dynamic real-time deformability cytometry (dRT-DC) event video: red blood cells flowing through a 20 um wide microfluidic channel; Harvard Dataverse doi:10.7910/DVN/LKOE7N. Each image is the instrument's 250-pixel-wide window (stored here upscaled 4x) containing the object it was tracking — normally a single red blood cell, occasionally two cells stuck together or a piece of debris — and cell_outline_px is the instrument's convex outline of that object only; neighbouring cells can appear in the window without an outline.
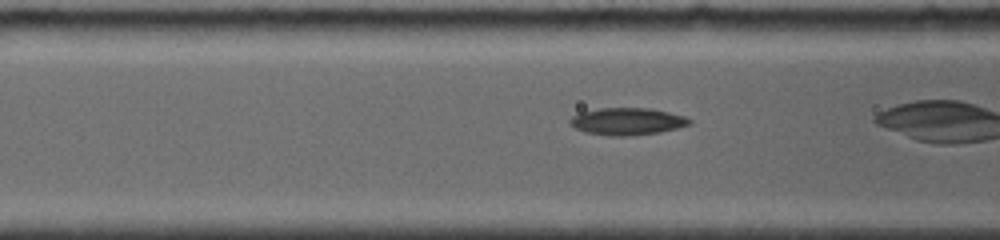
{"species": "common noctule bat (a hibernating species)", "species_latin": "Nyctalus noctula", "temperature_condition": "room temperature", "stored_images_in_passage": 8, "camera_frame_rate_fps": 4000, "um_per_image_px": 0.085, "animal": {"sex": "female", "body_mass_g": 19.0, "forearm_length_mm": 56.7}, "frame": {"image": 1, "passage_image": 6, "time_ms": 1.25, "image_size_px": [1000, 240], "cell_outline_px": [[692, 124], [660, 132], [624, 136], [608, 136], [584, 132], [568, 124], [568, 120], [572, 116], [580, 112], [600, 108], [652, 108], [684, 116], [692, 120]], "centroid_in_image_um": [53.28, 10.32], "position_along_channel_um": 113.3, "area_um2": 19.02}}